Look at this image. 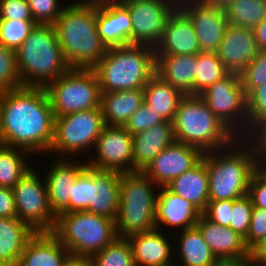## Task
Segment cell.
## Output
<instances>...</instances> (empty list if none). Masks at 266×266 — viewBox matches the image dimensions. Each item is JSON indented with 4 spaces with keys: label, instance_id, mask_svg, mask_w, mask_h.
<instances>
[{
    "label": "cell",
    "instance_id": "obj_53",
    "mask_svg": "<svg viewBox=\"0 0 266 266\" xmlns=\"http://www.w3.org/2000/svg\"><path fill=\"white\" fill-rule=\"evenodd\" d=\"M255 173L266 182V153L257 152L255 158Z\"/></svg>",
    "mask_w": 266,
    "mask_h": 266
},
{
    "label": "cell",
    "instance_id": "obj_38",
    "mask_svg": "<svg viewBox=\"0 0 266 266\" xmlns=\"http://www.w3.org/2000/svg\"><path fill=\"white\" fill-rule=\"evenodd\" d=\"M35 24L34 21L0 19V44L16 51Z\"/></svg>",
    "mask_w": 266,
    "mask_h": 266
},
{
    "label": "cell",
    "instance_id": "obj_20",
    "mask_svg": "<svg viewBox=\"0 0 266 266\" xmlns=\"http://www.w3.org/2000/svg\"><path fill=\"white\" fill-rule=\"evenodd\" d=\"M120 172L89 167V202L87 212L115 221L120 202Z\"/></svg>",
    "mask_w": 266,
    "mask_h": 266
},
{
    "label": "cell",
    "instance_id": "obj_55",
    "mask_svg": "<svg viewBox=\"0 0 266 266\" xmlns=\"http://www.w3.org/2000/svg\"><path fill=\"white\" fill-rule=\"evenodd\" d=\"M202 1L207 3L208 5L217 6L226 9L235 0H202Z\"/></svg>",
    "mask_w": 266,
    "mask_h": 266
},
{
    "label": "cell",
    "instance_id": "obj_34",
    "mask_svg": "<svg viewBox=\"0 0 266 266\" xmlns=\"http://www.w3.org/2000/svg\"><path fill=\"white\" fill-rule=\"evenodd\" d=\"M225 10L230 25L253 29L266 17V0H235Z\"/></svg>",
    "mask_w": 266,
    "mask_h": 266
},
{
    "label": "cell",
    "instance_id": "obj_13",
    "mask_svg": "<svg viewBox=\"0 0 266 266\" xmlns=\"http://www.w3.org/2000/svg\"><path fill=\"white\" fill-rule=\"evenodd\" d=\"M132 21V44L155 48L164 36L170 14L178 0H119Z\"/></svg>",
    "mask_w": 266,
    "mask_h": 266
},
{
    "label": "cell",
    "instance_id": "obj_44",
    "mask_svg": "<svg viewBox=\"0 0 266 266\" xmlns=\"http://www.w3.org/2000/svg\"><path fill=\"white\" fill-rule=\"evenodd\" d=\"M30 12L36 24L53 25L64 7L59 0H27ZM59 3V4H58Z\"/></svg>",
    "mask_w": 266,
    "mask_h": 266
},
{
    "label": "cell",
    "instance_id": "obj_51",
    "mask_svg": "<svg viewBox=\"0 0 266 266\" xmlns=\"http://www.w3.org/2000/svg\"><path fill=\"white\" fill-rule=\"evenodd\" d=\"M253 31L258 50H266V17L253 28Z\"/></svg>",
    "mask_w": 266,
    "mask_h": 266
},
{
    "label": "cell",
    "instance_id": "obj_32",
    "mask_svg": "<svg viewBox=\"0 0 266 266\" xmlns=\"http://www.w3.org/2000/svg\"><path fill=\"white\" fill-rule=\"evenodd\" d=\"M182 232V233H181ZM179 250H174L179 256V266H217L220 262L212 253L210 247L204 240L201 232L195 226L180 231Z\"/></svg>",
    "mask_w": 266,
    "mask_h": 266
},
{
    "label": "cell",
    "instance_id": "obj_41",
    "mask_svg": "<svg viewBox=\"0 0 266 266\" xmlns=\"http://www.w3.org/2000/svg\"><path fill=\"white\" fill-rule=\"evenodd\" d=\"M266 242V209L253 207L249 231L244 243L249 252L254 255Z\"/></svg>",
    "mask_w": 266,
    "mask_h": 266
},
{
    "label": "cell",
    "instance_id": "obj_37",
    "mask_svg": "<svg viewBox=\"0 0 266 266\" xmlns=\"http://www.w3.org/2000/svg\"><path fill=\"white\" fill-rule=\"evenodd\" d=\"M22 87L15 50L0 44V92Z\"/></svg>",
    "mask_w": 266,
    "mask_h": 266
},
{
    "label": "cell",
    "instance_id": "obj_7",
    "mask_svg": "<svg viewBox=\"0 0 266 266\" xmlns=\"http://www.w3.org/2000/svg\"><path fill=\"white\" fill-rule=\"evenodd\" d=\"M159 187L143 171L121 174L120 202L115 219L118 237L157 229L155 209ZM154 189V190H153Z\"/></svg>",
    "mask_w": 266,
    "mask_h": 266
},
{
    "label": "cell",
    "instance_id": "obj_26",
    "mask_svg": "<svg viewBox=\"0 0 266 266\" xmlns=\"http://www.w3.org/2000/svg\"><path fill=\"white\" fill-rule=\"evenodd\" d=\"M69 254L51 232H36L25 244L16 266H63Z\"/></svg>",
    "mask_w": 266,
    "mask_h": 266
},
{
    "label": "cell",
    "instance_id": "obj_9",
    "mask_svg": "<svg viewBox=\"0 0 266 266\" xmlns=\"http://www.w3.org/2000/svg\"><path fill=\"white\" fill-rule=\"evenodd\" d=\"M45 90L54 117L100 107L101 91L93 70L70 69Z\"/></svg>",
    "mask_w": 266,
    "mask_h": 266
},
{
    "label": "cell",
    "instance_id": "obj_28",
    "mask_svg": "<svg viewBox=\"0 0 266 266\" xmlns=\"http://www.w3.org/2000/svg\"><path fill=\"white\" fill-rule=\"evenodd\" d=\"M166 187L203 212L209 201V179L204 159L202 158L190 170L174 178Z\"/></svg>",
    "mask_w": 266,
    "mask_h": 266
},
{
    "label": "cell",
    "instance_id": "obj_19",
    "mask_svg": "<svg viewBox=\"0 0 266 266\" xmlns=\"http://www.w3.org/2000/svg\"><path fill=\"white\" fill-rule=\"evenodd\" d=\"M54 163L47 171L45 181L50 208L57 216L59 213H70L72 186L87 163L58 157Z\"/></svg>",
    "mask_w": 266,
    "mask_h": 266
},
{
    "label": "cell",
    "instance_id": "obj_22",
    "mask_svg": "<svg viewBox=\"0 0 266 266\" xmlns=\"http://www.w3.org/2000/svg\"><path fill=\"white\" fill-rule=\"evenodd\" d=\"M219 261H239L252 256L244 238L229 227L208 220L203 214L195 225Z\"/></svg>",
    "mask_w": 266,
    "mask_h": 266
},
{
    "label": "cell",
    "instance_id": "obj_14",
    "mask_svg": "<svg viewBox=\"0 0 266 266\" xmlns=\"http://www.w3.org/2000/svg\"><path fill=\"white\" fill-rule=\"evenodd\" d=\"M132 141L133 136L123 126L105 125L94 146L95 158L91 157L87 166L120 173L133 172Z\"/></svg>",
    "mask_w": 266,
    "mask_h": 266
},
{
    "label": "cell",
    "instance_id": "obj_30",
    "mask_svg": "<svg viewBox=\"0 0 266 266\" xmlns=\"http://www.w3.org/2000/svg\"><path fill=\"white\" fill-rule=\"evenodd\" d=\"M35 233L17 217L0 218V266H16L25 244Z\"/></svg>",
    "mask_w": 266,
    "mask_h": 266
},
{
    "label": "cell",
    "instance_id": "obj_18",
    "mask_svg": "<svg viewBox=\"0 0 266 266\" xmlns=\"http://www.w3.org/2000/svg\"><path fill=\"white\" fill-rule=\"evenodd\" d=\"M258 51L253 29L229 24L215 53L229 73L240 74Z\"/></svg>",
    "mask_w": 266,
    "mask_h": 266
},
{
    "label": "cell",
    "instance_id": "obj_24",
    "mask_svg": "<svg viewBox=\"0 0 266 266\" xmlns=\"http://www.w3.org/2000/svg\"><path fill=\"white\" fill-rule=\"evenodd\" d=\"M162 228L127 237L136 266H166L175 261L172 259L174 246Z\"/></svg>",
    "mask_w": 266,
    "mask_h": 266
},
{
    "label": "cell",
    "instance_id": "obj_29",
    "mask_svg": "<svg viewBox=\"0 0 266 266\" xmlns=\"http://www.w3.org/2000/svg\"><path fill=\"white\" fill-rule=\"evenodd\" d=\"M143 103V89L101 93L100 107L105 125L124 126Z\"/></svg>",
    "mask_w": 266,
    "mask_h": 266
},
{
    "label": "cell",
    "instance_id": "obj_59",
    "mask_svg": "<svg viewBox=\"0 0 266 266\" xmlns=\"http://www.w3.org/2000/svg\"><path fill=\"white\" fill-rule=\"evenodd\" d=\"M166 266H179V264H176V262H173L172 264H169V265H166Z\"/></svg>",
    "mask_w": 266,
    "mask_h": 266
},
{
    "label": "cell",
    "instance_id": "obj_12",
    "mask_svg": "<svg viewBox=\"0 0 266 266\" xmlns=\"http://www.w3.org/2000/svg\"><path fill=\"white\" fill-rule=\"evenodd\" d=\"M16 217L34 232H52L56 215L52 212L45 178L31 168L12 188Z\"/></svg>",
    "mask_w": 266,
    "mask_h": 266
},
{
    "label": "cell",
    "instance_id": "obj_3",
    "mask_svg": "<svg viewBox=\"0 0 266 266\" xmlns=\"http://www.w3.org/2000/svg\"><path fill=\"white\" fill-rule=\"evenodd\" d=\"M242 139L237 137L225 148L203 153L209 179V201L236 200L248 194L257 151L248 137Z\"/></svg>",
    "mask_w": 266,
    "mask_h": 266
},
{
    "label": "cell",
    "instance_id": "obj_27",
    "mask_svg": "<svg viewBox=\"0 0 266 266\" xmlns=\"http://www.w3.org/2000/svg\"><path fill=\"white\" fill-rule=\"evenodd\" d=\"M156 74L184 95H194L198 54L155 55Z\"/></svg>",
    "mask_w": 266,
    "mask_h": 266
},
{
    "label": "cell",
    "instance_id": "obj_56",
    "mask_svg": "<svg viewBox=\"0 0 266 266\" xmlns=\"http://www.w3.org/2000/svg\"><path fill=\"white\" fill-rule=\"evenodd\" d=\"M255 259L260 263L266 257V242L264 245L254 254Z\"/></svg>",
    "mask_w": 266,
    "mask_h": 266
},
{
    "label": "cell",
    "instance_id": "obj_33",
    "mask_svg": "<svg viewBox=\"0 0 266 266\" xmlns=\"http://www.w3.org/2000/svg\"><path fill=\"white\" fill-rule=\"evenodd\" d=\"M29 152L0 144V187L12 189L32 168L25 159ZM25 157V158H24Z\"/></svg>",
    "mask_w": 266,
    "mask_h": 266
},
{
    "label": "cell",
    "instance_id": "obj_57",
    "mask_svg": "<svg viewBox=\"0 0 266 266\" xmlns=\"http://www.w3.org/2000/svg\"><path fill=\"white\" fill-rule=\"evenodd\" d=\"M3 95L4 93L0 92V116H1V105H2V100H3ZM0 144H1V139H0Z\"/></svg>",
    "mask_w": 266,
    "mask_h": 266
},
{
    "label": "cell",
    "instance_id": "obj_15",
    "mask_svg": "<svg viewBox=\"0 0 266 266\" xmlns=\"http://www.w3.org/2000/svg\"><path fill=\"white\" fill-rule=\"evenodd\" d=\"M178 6L189 16L202 52H215L229 25L226 10L202 0H178Z\"/></svg>",
    "mask_w": 266,
    "mask_h": 266
},
{
    "label": "cell",
    "instance_id": "obj_42",
    "mask_svg": "<svg viewBox=\"0 0 266 266\" xmlns=\"http://www.w3.org/2000/svg\"><path fill=\"white\" fill-rule=\"evenodd\" d=\"M163 122L166 120L159 113L143 103L123 127L133 136Z\"/></svg>",
    "mask_w": 266,
    "mask_h": 266
},
{
    "label": "cell",
    "instance_id": "obj_36",
    "mask_svg": "<svg viewBox=\"0 0 266 266\" xmlns=\"http://www.w3.org/2000/svg\"><path fill=\"white\" fill-rule=\"evenodd\" d=\"M91 259L93 266H136L131 246L125 237H117Z\"/></svg>",
    "mask_w": 266,
    "mask_h": 266
},
{
    "label": "cell",
    "instance_id": "obj_40",
    "mask_svg": "<svg viewBox=\"0 0 266 266\" xmlns=\"http://www.w3.org/2000/svg\"><path fill=\"white\" fill-rule=\"evenodd\" d=\"M246 98L249 137L266 121V84L255 88Z\"/></svg>",
    "mask_w": 266,
    "mask_h": 266
},
{
    "label": "cell",
    "instance_id": "obj_21",
    "mask_svg": "<svg viewBox=\"0 0 266 266\" xmlns=\"http://www.w3.org/2000/svg\"><path fill=\"white\" fill-rule=\"evenodd\" d=\"M201 51L189 16L178 6L171 14L155 55H192Z\"/></svg>",
    "mask_w": 266,
    "mask_h": 266
},
{
    "label": "cell",
    "instance_id": "obj_35",
    "mask_svg": "<svg viewBox=\"0 0 266 266\" xmlns=\"http://www.w3.org/2000/svg\"><path fill=\"white\" fill-rule=\"evenodd\" d=\"M197 64L194 95H199L229 73L215 52H200Z\"/></svg>",
    "mask_w": 266,
    "mask_h": 266
},
{
    "label": "cell",
    "instance_id": "obj_10",
    "mask_svg": "<svg viewBox=\"0 0 266 266\" xmlns=\"http://www.w3.org/2000/svg\"><path fill=\"white\" fill-rule=\"evenodd\" d=\"M104 126L101 107L55 117L54 137L49 152H56L58 158H67L68 155L74 157L81 152L84 154V150L89 151L95 146Z\"/></svg>",
    "mask_w": 266,
    "mask_h": 266
},
{
    "label": "cell",
    "instance_id": "obj_50",
    "mask_svg": "<svg viewBox=\"0 0 266 266\" xmlns=\"http://www.w3.org/2000/svg\"><path fill=\"white\" fill-rule=\"evenodd\" d=\"M257 152L266 153V121L262 123L249 138ZM253 140V141H252Z\"/></svg>",
    "mask_w": 266,
    "mask_h": 266
},
{
    "label": "cell",
    "instance_id": "obj_1",
    "mask_svg": "<svg viewBox=\"0 0 266 266\" xmlns=\"http://www.w3.org/2000/svg\"><path fill=\"white\" fill-rule=\"evenodd\" d=\"M54 119L45 88L22 86L5 92L0 116L1 144L30 154L49 153Z\"/></svg>",
    "mask_w": 266,
    "mask_h": 266
},
{
    "label": "cell",
    "instance_id": "obj_11",
    "mask_svg": "<svg viewBox=\"0 0 266 266\" xmlns=\"http://www.w3.org/2000/svg\"><path fill=\"white\" fill-rule=\"evenodd\" d=\"M199 96L207 103L209 110L238 138H247V98L239 74L228 73L208 86Z\"/></svg>",
    "mask_w": 266,
    "mask_h": 266
},
{
    "label": "cell",
    "instance_id": "obj_48",
    "mask_svg": "<svg viewBox=\"0 0 266 266\" xmlns=\"http://www.w3.org/2000/svg\"><path fill=\"white\" fill-rule=\"evenodd\" d=\"M253 207L266 209V182H264L256 173L251 176L248 194Z\"/></svg>",
    "mask_w": 266,
    "mask_h": 266
},
{
    "label": "cell",
    "instance_id": "obj_23",
    "mask_svg": "<svg viewBox=\"0 0 266 266\" xmlns=\"http://www.w3.org/2000/svg\"><path fill=\"white\" fill-rule=\"evenodd\" d=\"M161 188V189H160ZM157 193L155 224L185 230L195 227L202 212L190 201L171 192L167 187H160Z\"/></svg>",
    "mask_w": 266,
    "mask_h": 266
},
{
    "label": "cell",
    "instance_id": "obj_54",
    "mask_svg": "<svg viewBox=\"0 0 266 266\" xmlns=\"http://www.w3.org/2000/svg\"><path fill=\"white\" fill-rule=\"evenodd\" d=\"M217 266H260V263L255 259L254 255H252L247 259L239 261H220Z\"/></svg>",
    "mask_w": 266,
    "mask_h": 266
},
{
    "label": "cell",
    "instance_id": "obj_45",
    "mask_svg": "<svg viewBox=\"0 0 266 266\" xmlns=\"http://www.w3.org/2000/svg\"><path fill=\"white\" fill-rule=\"evenodd\" d=\"M89 205V166H86V168L78 175L72 186L70 213L86 211Z\"/></svg>",
    "mask_w": 266,
    "mask_h": 266
},
{
    "label": "cell",
    "instance_id": "obj_43",
    "mask_svg": "<svg viewBox=\"0 0 266 266\" xmlns=\"http://www.w3.org/2000/svg\"><path fill=\"white\" fill-rule=\"evenodd\" d=\"M252 212L253 205L251 198L248 195L233 200V208L229 228L245 238L249 231Z\"/></svg>",
    "mask_w": 266,
    "mask_h": 266
},
{
    "label": "cell",
    "instance_id": "obj_5",
    "mask_svg": "<svg viewBox=\"0 0 266 266\" xmlns=\"http://www.w3.org/2000/svg\"><path fill=\"white\" fill-rule=\"evenodd\" d=\"M92 70L101 93L143 89L156 73L155 48L137 44L107 48Z\"/></svg>",
    "mask_w": 266,
    "mask_h": 266
},
{
    "label": "cell",
    "instance_id": "obj_47",
    "mask_svg": "<svg viewBox=\"0 0 266 266\" xmlns=\"http://www.w3.org/2000/svg\"><path fill=\"white\" fill-rule=\"evenodd\" d=\"M0 19L34 21L27 0H0Z\"/></svg>",
    "mask_w": 266,
    "mask_h": 266
},
{
    "label": "cell",
    "instance_id": "obj_58",
    "mask_svg": "<svg viewBox=\"0 0 266 266\" xmlns=\"http://www.w3.org/2000/svg\"><path fill=\"white\" fill-rule=\"evenodd\" d=\"M260 266H266V257L260 262Z\"/></svg>",
    "mask_w": 266,
    "mask_h": 266
},
{
    "label": "cell",
    "instance_id": "obj_4",
    "mask_svg": "<svg viewBox=\"0 0 266 266\" xmlns=\"http://www.w3.org/2000/svg\"><path fill=\"white\" fill-rule=\"evenodd\" d=\"M15 52L22 86L45 88L71 69L50 24H35Z\"/></svg>",
    "mask_w": 266,
    "mask_h": 266
},
{
    "label": "cell",
    "instance_id": "obj_2",
    "mask_svg": "<svg viewBox=\"0 0 266 266\" xmlns=\"http://www.w3.org/2000/svg\"><path fill=\"white\" fill-rule=\"evenodd\" d=\"M97 1L80 0L64 6L53 24L64 58L71 69L92 70L107 47L98 34Z\"/></svg>",
    "mask_w": 266,
    "mask_h": 266
},
{
    "label": "cell",
    "instance_id": "obj_6",
    "mask_svg": "<svg viewBox=\"0 0 266 266\" xmlns=\"http://www.w3.org/2000/svg\"><path fill=\"white\" fill-rule=\"evenodd\" d=\"M172 122L175 140L196 147L202 153L225 148L237 138L199 95H185Z\"/></svg>",
    "mask_w": 266,
    "mask_h": 266
},
{
    "label": "cell",
    "instance_id": "obj_49",
    "mask_svg": "<svg viewBox=\"0 0 266 266\" xmlns=\"http://www.w3.org/2000/svg\"><path fill=\"white\" fill-rule=\"evenodd\" d=\"M16 217V207L13 190L0 187V218Z\"/></svg>",
    "mask_w": 266,
    "mask_h": 266
},
{
    "label": "cell",
    "instance_id": "obj_17",
    "mask_svg": "<svg viewBox=\"0 0 266 266\" xmlns=\"http://www.w3.org/2000/svg\"><path fill=\"white\" fill-rule=\"evenodd\" d=\"M98 34L107 48L132 44V21L119 0L97 1Z\"/></svg>",
    "mask_w": 266,
    "mask_h": 266
},
{
    "label": "cell",
    "instance_id": "obj_8",
    "mask_svg": "<svg viewBox=\"0 0 266 266\" xmlns=\"http://www.w3.org/2000/svg\"><path fill=\"white\" fill-rule=\"evenodd\" d=\"M51 233L70 254L88 257L118 237L114 220L87 211L59 213Z\"/></svg>",
    "mask_w": 266,
    "mask_h": 266
},
{
    "label": "cell",
    "instance_id": "obj_16",
    "mask_svg": "<svg viewBox=\"0 0 266 266\" xmlns=\"http://www.w3.org/2000/svg\"><path fill=\"white\" fill-rule=\"evenodd\" d=\"M203 153L196 147L175 141L162 150L143 170L160 187H166L176 177L190 170Z\"/></svg>",
    "mask_w": 266,
    "mask_h": 266
},
{
    "label": "cell",
    "instance_id": "obj_39",
    "mask_svg": "<svg viewBox=\"0 0 266 266\" xmlns=\"http://www.w3.org/2000/svg\"><path fill=\"white\" fill-rule=\"evenodd\" d=\"M239 75L246 97L255 88L266 84V50H259Z\"/></svg>",
    "mask_w": 266,
    "mask_h": 266
},
{
    "label": "cell",
    "instance_id": "obj_31",
    "mask_svg": "<svg viewBox=\"0 0 266 266\" xmlns=\"http://www.w3.org/2000/svg\"><path fill=\"white\" fill-rule=\"evenodd\" d=\"M143 90L144 103L152 107V110L159 113L166 121L172 122L178 104L185 95L156 73L150 78Z\"/></svg>",
    "mask_w": 266,
    "mask_h": 266
},
{
    "label": "cell",
    "instance_id": "obj_52",
    "mask_svg": "<svg viewBox=\"0 0 266 266\" xmlns=\"http://www.w3.org/2000/svg\"><path fill=\"white\" fill-rule=\"evenodd\" d=\"M63 266H93L91 257L69 254Z\"/></svg>",
    "mask_w": 266,
    "mask_h": 266
},
{
    "label": "cell",
    "instance_id": "obj_46",
    "mask_svg": "<svg viewBox=\"0 0 266 266\" xmlns=\"http://www.w3.org/2000/svg\"><path fill=\"white\" fill-rule=\"evenodd\" d=\"M233 200L208 201L206 209L202 214L210 221L224 227H229Z\"/></svg>",
    "mask_w": 266,
    "mask_h": 266
},
{
    "label": "cell",
    "instance_id": "obj_25",
    "mask_svg": "<svg viewBox=\"0 0 266 266\" xmlns=\"http://www.w3.org/2000/svg\"><path fill=\"white\" fill-rule=\"evenodd\" d=\"M173 122H163L133 135V171H143L167 146L174 143Z\"/></svg>",
    "mask_w": 266,
    "mask_h": 266
}]
</instances>
